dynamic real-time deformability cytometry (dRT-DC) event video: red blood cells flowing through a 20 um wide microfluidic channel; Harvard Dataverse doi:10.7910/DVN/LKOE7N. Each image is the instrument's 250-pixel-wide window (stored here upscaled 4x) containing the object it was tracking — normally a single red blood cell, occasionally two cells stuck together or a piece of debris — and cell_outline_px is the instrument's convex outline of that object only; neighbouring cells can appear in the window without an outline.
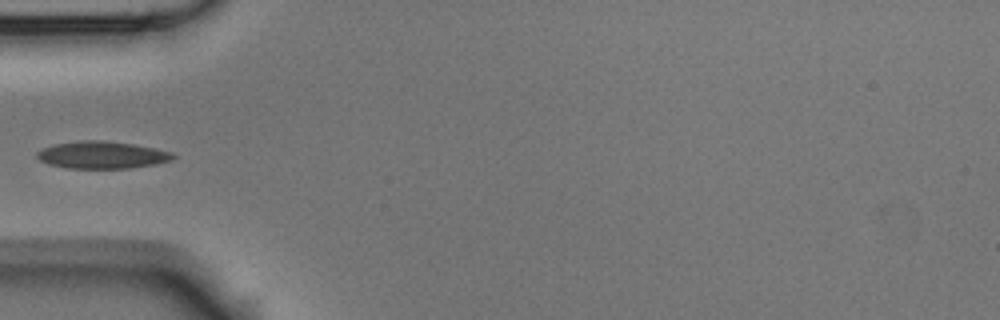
{"species": "Egyptian fruit bat (a non-hibernating species)", "species_latin": "Rousettus aegyptiacus", "temperature_condition": "room temperature", "stored_images_in_passage": 7, "camera_frame_rate_fps": 3000, "um_per_image_px": 0.085, "animal": {"sex": "male"}, "frame": {"image": 1, "passage_image": 4, "time_ms": 3.667, "image_size_px": [1000, 320], "cell_outline_px": [[176, 156], [172, 160], [156, 164], [128, 168], [68, 168], [48, 164], [40, 160], [36, 156], [36, 152], [52, 144], [80, 140], [100, 140], [132, 144], [156, 148], [172, 152]], "centroid_in_image_um": [8.67, 13.17], "position_along_channel_um": 76.3, "area_um2": 21.62}}
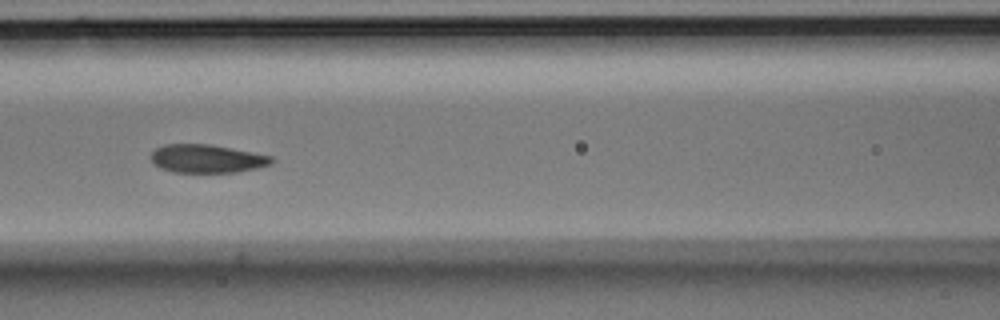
{"frame": {"image": 2, "passage_image": 6, "time_ms": 5.667, "image_size_px": [1000, 320], "cell_outline_px": [[276, 160], [272, 164], [256, 168], [236, 172], [172, 172], [160, 168], [152, 164], [152, 152], [156, 148], [164, 144], [212, 144], [272, 156]], "centroid_in_image_um": [17.59, 13.48], "position_along_channel_um": 149.0, "area_um2": 20.0}}
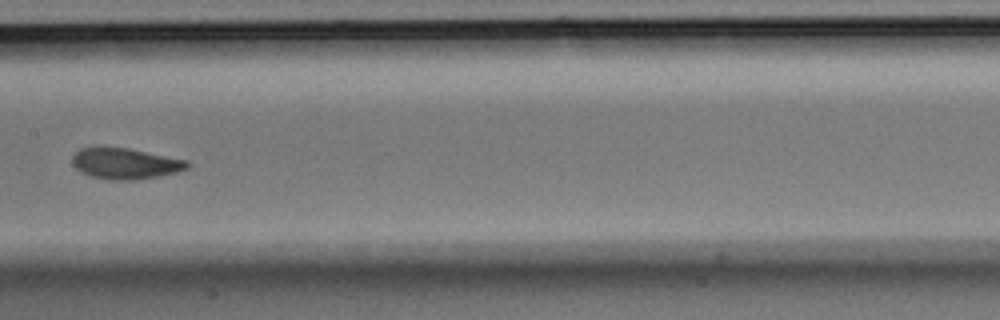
{"frame": {"image": 3, "passage_image": 7, "time_ms": 7.0, "image_size_px": [1000, 320], "cell_outline_px": [[192, 164], [188, 168], [176, 172], [160, 176], [136, 180], [108, 180], [92, 176], [76, 168], [72, 164], [72, 156], [80, 148], [96, 144], [128, 148], [188, 160]], "centroid_in_image_um": [10.63, 13.86], "position_along_channel_um": 196.8, "area_um2": 21.33}}